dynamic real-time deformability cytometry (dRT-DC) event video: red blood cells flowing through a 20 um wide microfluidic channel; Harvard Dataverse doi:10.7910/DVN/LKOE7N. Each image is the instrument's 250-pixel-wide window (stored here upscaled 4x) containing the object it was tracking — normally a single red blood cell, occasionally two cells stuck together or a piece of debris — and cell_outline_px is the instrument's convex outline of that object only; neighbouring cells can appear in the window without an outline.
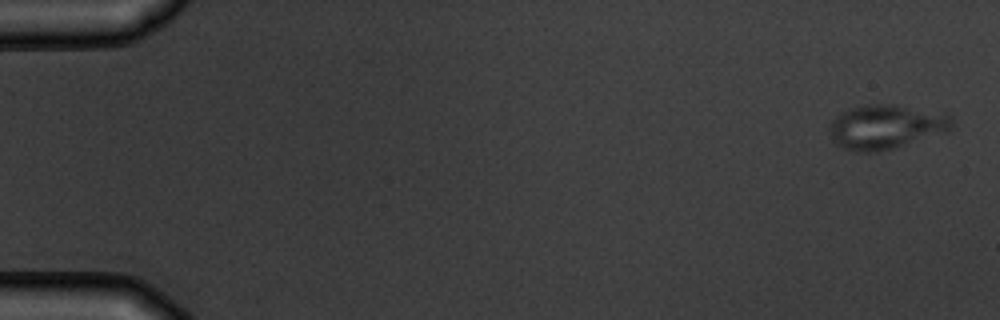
{"species": "common noctule bat (a hibernating species)", "species_latin": "Nyctalus noctula", "temperature_condition": "warm", "stored_images_in_passage": 6, "camera_frame_rate_fps": 3000, "um_per_image_px": 0.085, "animal": {"sex": "male", "body_mass_g": 19.5, "forearm_length_mm": 54.6}, "frame": {"image": 1, "passage_image": 1, "time_ms": 0.0, "image_size_px": [1000, 320], "cell_outline_px": [[952, 124], [948, 132], [892, 148], [876, 152], [852, 152], [836, 144], [832, 140], [832, 120], [840, 112], [848, 108], [868, 104], [892, 104], [948, 112], [952, 116]], "centroid_in_image_um": [75.35, 10.76], "position_along_channel_um": 9.6, "area_um2": 31.85}}